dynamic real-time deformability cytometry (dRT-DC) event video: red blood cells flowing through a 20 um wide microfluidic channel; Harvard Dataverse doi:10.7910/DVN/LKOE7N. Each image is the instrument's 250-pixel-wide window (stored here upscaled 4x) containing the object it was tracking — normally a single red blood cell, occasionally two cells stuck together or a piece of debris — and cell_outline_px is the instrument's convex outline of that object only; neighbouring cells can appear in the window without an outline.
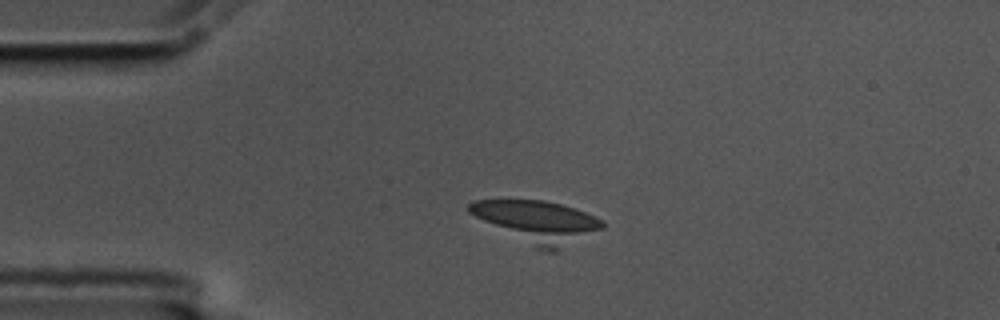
{"species": "common noctule bat (a hibernating species)", "species_latin": "Nyctalus noctula", "temperature_condition": "cold", "stored_images_in_passage": 25, "camera_frame_rate_fps": 3000, "um_per_image_px": 0.085, "animal": {"sex": "male", "body_mass_g": 17.5, "forearm_length_mm": 52.3}, "frame": {"image": 1, "passage_image": 3, "time_ms": 0.667, "image_size_px": [1000, 320], "cell_outline_px": [[604, 228], [556, 252], [544, 252], [536, 248], [468, 212], [468, 204], [472, 200], [544, 200], [560, 204], [584, 212], [604, 220]], "centroid_in_image_um": [45.72, 18.85], "position_along_channel_um": 39.3, "area_um2": 32.02}}